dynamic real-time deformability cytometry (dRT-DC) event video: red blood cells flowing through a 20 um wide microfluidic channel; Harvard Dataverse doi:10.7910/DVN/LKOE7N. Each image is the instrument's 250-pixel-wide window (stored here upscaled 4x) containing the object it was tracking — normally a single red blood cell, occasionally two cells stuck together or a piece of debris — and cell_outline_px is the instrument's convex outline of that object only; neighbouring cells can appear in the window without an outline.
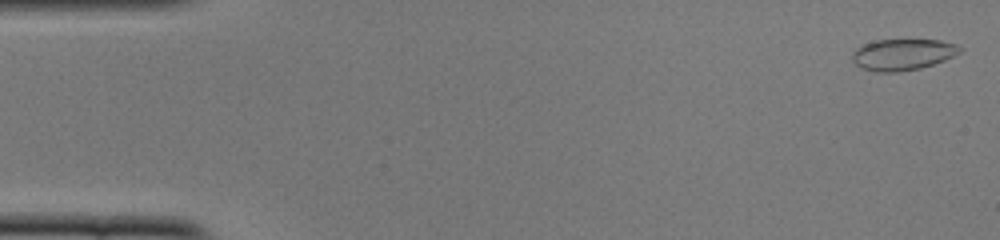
{"species": "common noctule bat (a hibernating species)", "species_latin": "Nyctalus noctula", "temperature_condition": "cold", "stored_images_in_passage": 50, "camera_frame_rate_fps": 3000, "um_per_image_px": 0.085, "animal": {"sex": "female", "body_mass_g": 22.0, "forearm_length_mm": 56.7}, "frame": {"image": 1, "passage_image": 1, "time_ms": 0.0, "image_size_px": [1000, 240], "cell_outline_px": [[964, 48], [960, 52], [944, 60], [920, 68], [896, 72], [876, 72], [860, 68], [852, 60], [852, 52], [856, 48], [864, 44], [876, 40], [940, 40], [956, 44]], "centroid_in_image_um": [76.71, 4.63], "position_along_channel_um": 8.3, "area_um2": 19.59}}
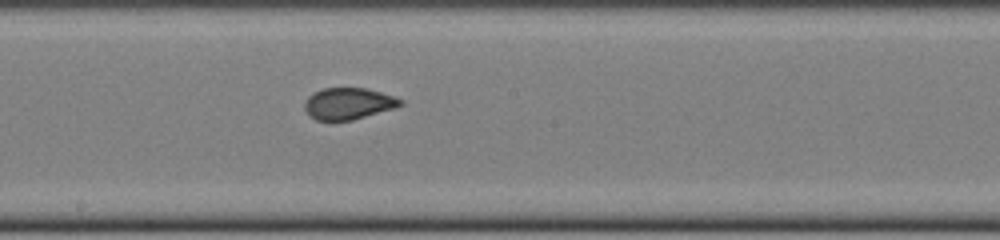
{"frame": {"image": 2, "passage_image": 27, "time_ms": 8.667, "image_size_px": [1000, 240], "cell_outline_px": [[404, 104], [396, 108], [352, 120], [316, 120], [308, 116], [304, 108], [304, 104], [308, 96], [312, 92], [324, 88], [368, 88], [396, 96], [404, 100]], "centroid_in_image_um": [29.64, 8.8], "position_along_channel_um": 218.6, "area_um2": 17.98}}
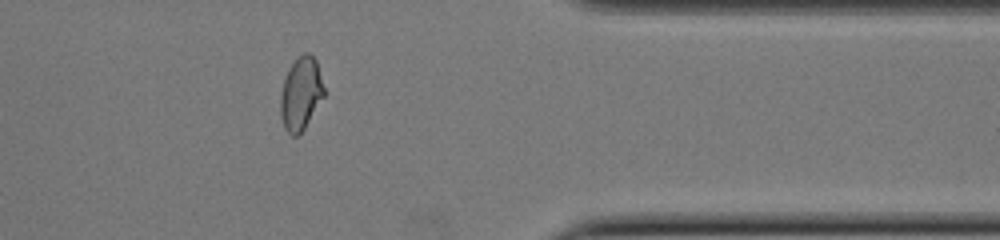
{"frame": {"image": 3, "passage_image": 41, "time_ms": 13.333, "image_size_px": [1000, 240], "cell_outline_px": [[324, 96], [304, 128], [296, 136], [292, 136], [284, 128], [280, 116], [280, 96], [284, 80], [288, 68], [304, 52], [308, 52], [316, 60], [324, 88]], "centroid_in_image_um": [25.55, 7.97], "position_along_channel_um": 385.8, "area_um2": 18.26}}